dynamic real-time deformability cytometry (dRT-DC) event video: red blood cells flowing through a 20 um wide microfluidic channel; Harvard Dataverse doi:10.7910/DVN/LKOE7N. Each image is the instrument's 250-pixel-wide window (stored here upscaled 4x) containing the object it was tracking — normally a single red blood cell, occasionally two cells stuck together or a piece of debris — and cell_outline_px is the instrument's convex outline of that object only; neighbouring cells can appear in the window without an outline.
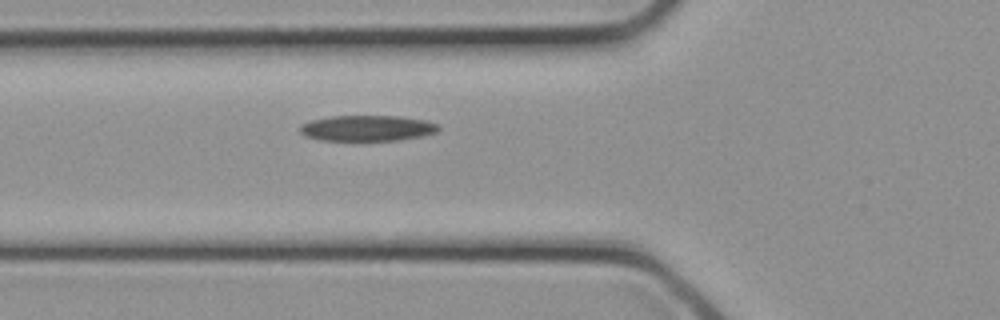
{"species": "common noctule bat (a hibernating species)", "species_latin": "Nyctalus noctula", "temperature_condition": "cold", "stored_images_in_passage": 7, "camera_frame_rate_fps": 3000, "um_per_image_px": 0.085, "animal": {"sex": "female", "body_mass_g": 21.9}, "frame": {"image": 1, "passage_image": 3, "time_ms": 0.667, "image_size_px": [1000, 320], "cell_outline_px": [[440, 128], [436, 132], [420, 136], [400, 140], [320, 140], [304, 136], [300, 132], [300, 128], [304, 124], [312, 120], [332, 116], [400, 116], [424, 120], [440, 124]], "centroid_in_image_um": [31.24, 10.89], "position_along_channel_um": 94.6, "area_um2": 20.63}}
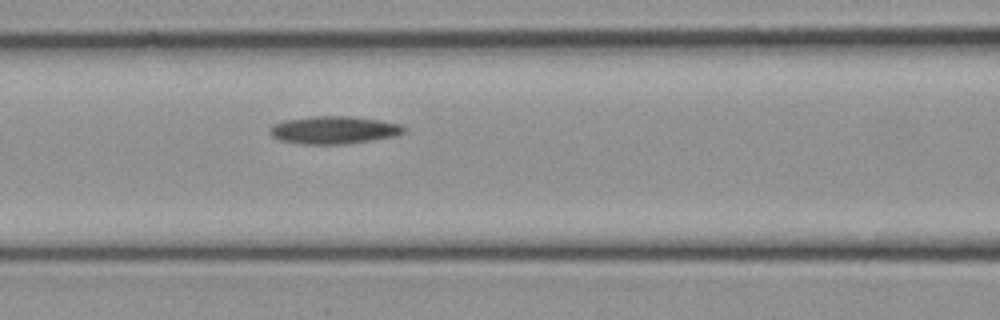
{"frame": {"image": 2, "passage_image": 5, "time_ms": 1.333, "image_size_px": [1000, 320], "cell_outline_px": [[404, 132], [396, 136], [348, 144], [300, 144], [280, 140], [272, 136], [268, 132], [272, 124], [288, 120], [312, 116], [352, 116], [380, 120], [404, 124]], "centroid_in_image_um": [28.4, 11.05], "position_along_channel_um": 138.2, "area_um2": 21.79}}
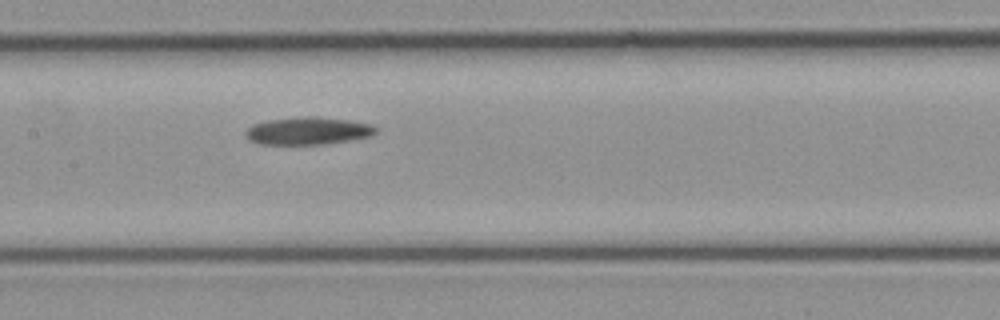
{"frame": {"image": 3, "passage_image": 7, "time_ms": 2.0, "image_size_px": [1000, 320], "cell_outline_px": [[376, 132], [372, 136], [352, 140], [324, 144], [260, 144], [248, 140], [244, 132], [252, 124], [268, 120], [308, 116], [312, 116], [348, 120], [372, 124], [376, 128]], "centroid_in_image_um": [26.17, 11.13], "position_along_channel_um": 181.2, "area_um2": 20.92}}